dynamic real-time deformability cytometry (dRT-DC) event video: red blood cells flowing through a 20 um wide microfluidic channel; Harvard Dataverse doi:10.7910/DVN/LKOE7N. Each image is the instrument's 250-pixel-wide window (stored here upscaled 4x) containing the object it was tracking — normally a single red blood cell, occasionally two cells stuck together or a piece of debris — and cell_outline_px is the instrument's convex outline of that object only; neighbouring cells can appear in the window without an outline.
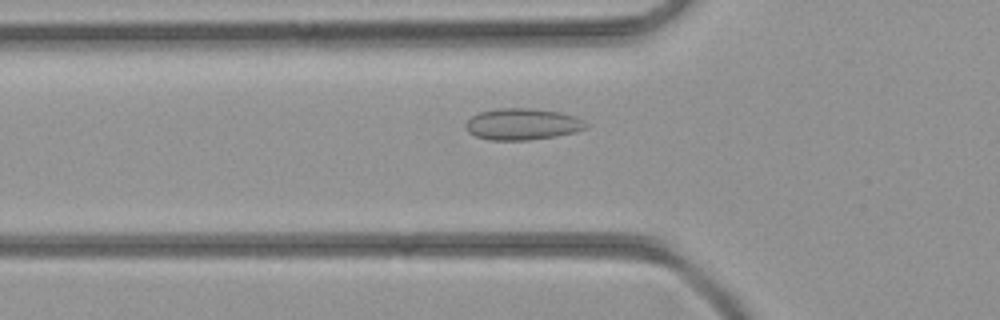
{"species": "common noctule bat (a hibernating species)", "species_latin": "Nyctalus noctula", "temperature_condition": "room temperature", "stored_images_in_passage": 32, "camera_frame_rate_fps": 3000, "um_per_image_px": 0.085, "animal": {"sex": "female", "body_mass_g": 21.9}, "frame": {"image": 1, "passage_image": 8, "time_ms": 2.333, "image_size_px": [1000, 320], "cell_outline_px": [[588, 128], [576, 132], [556, 136], [528, 140], [488, 140], [476, 136], [468, 132], [464, 124], [472, 116], [480, 112], [496, 108], [532, 108], [560, 112], [576, 116], [588, 124]], "centroid_in_image_um": [44.42, 10.55], "position_along_channel_um": 81.4, "area_um2": 22.25}}
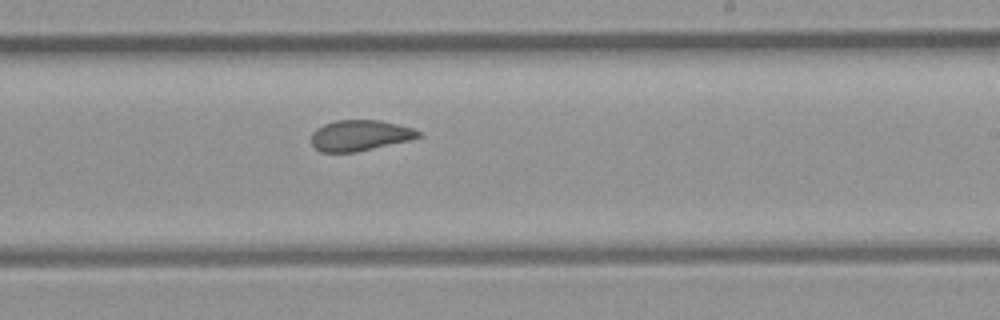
{"frame": {"image": 2, "passage_image": 19, "time_ms": 6.0, "image_size_px": [1000, 320], "cell_outline_px": [[420, 136], [412, 140], [356, 152], [320, 152], [312, 144], [312, 132], [316, 128], [324, 124], [336, 120], [380, 120], [412, 128], [420, 132]], "centroid_in_image_um": [30.58, 11.51], "position_along_channel_um": 258.4, "area_um2": 19.19}}
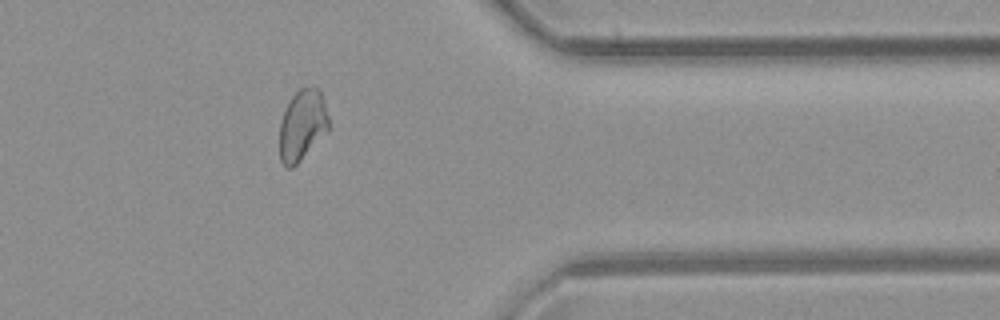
{"frame": {"image": 3, "passage_image": 28, "time_ms": 9.0, "image_size_px": [1000, 320], "cell_outline_px": [[332, 128], [292, 168], [284, 168], [280, 160], [280, 120], [292, 96], [300, 88], [320, 88], [324, 100]], "centroid_in_image_um": [25.73, 10.65], "position_along_channel_um": 385.7, "area_um2": 20.52}}